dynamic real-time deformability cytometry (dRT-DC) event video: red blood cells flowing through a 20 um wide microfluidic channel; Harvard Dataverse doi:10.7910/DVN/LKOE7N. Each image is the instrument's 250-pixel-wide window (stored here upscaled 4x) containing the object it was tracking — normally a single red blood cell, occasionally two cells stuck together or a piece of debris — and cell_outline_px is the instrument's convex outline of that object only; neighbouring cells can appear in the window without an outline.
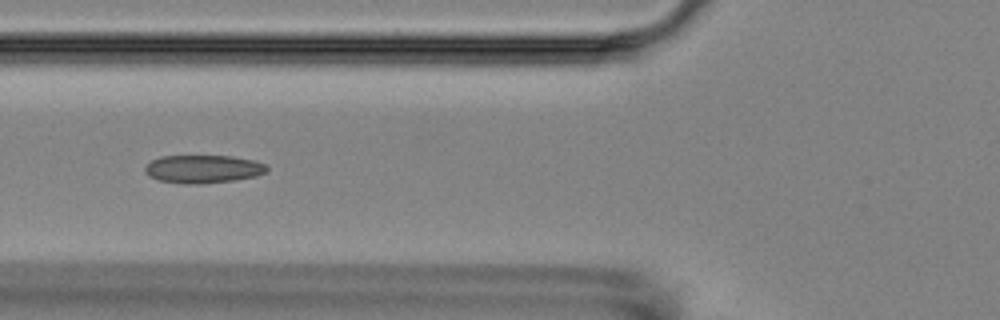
{"species": "Egyptian fruit bat (a non-hibernating species)", "species_latin": "Rousettus aegyptiacus", "temperature_condition": "room temperature", "stored_images_in_passage": 9, "camera_frame_rate_fps": 3000, "um_per_image_px": 0.085, "animal": {"sex": "female"}, "frame": {"image": 1, "passage_image": 6, "time_ms": 5.667, "image_size_px": [1000, 320], "cell_outline_px": [[268, 172], [256, 176], [236, 180], [200, 184], [184, 184], [160, 180], [148, 176], [144, 172], [144, 168], [152, 160], [160, 156], [232, 156], [252, 160], [268, 164]], "centroid_in_image_um": [17.29, 14.37], "position_along_channel_um": 108.5, "area_um2": 20.11}}
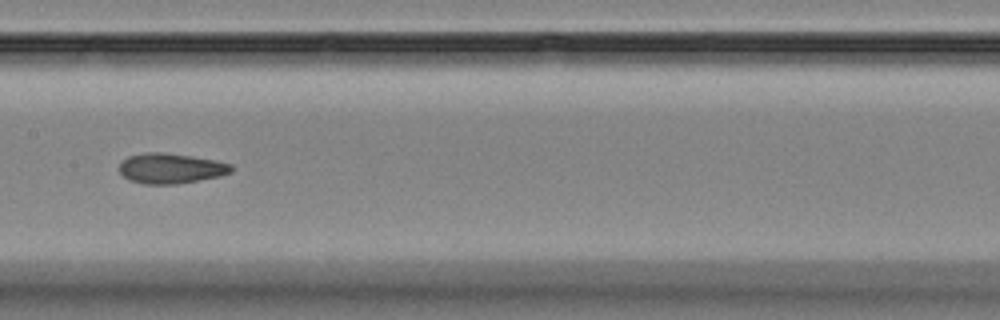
{"frame": {"image": 2, "passage_image": 8, "time_ms": 8.0, "image_size_px": [1000, 320], "cell_outline_px": [[232, 172], [220, 176], [176, 184], [144, 184], [128, 180], [120, 172], [120, 164], [128, 156], [148, 152], [160, 152], [192, 156], [216, 160], [232, 164]], "centroid_in_image_um": [14.53, 14.31], "position_along_channel_um": 192.9, "area_um2": 19.65}}
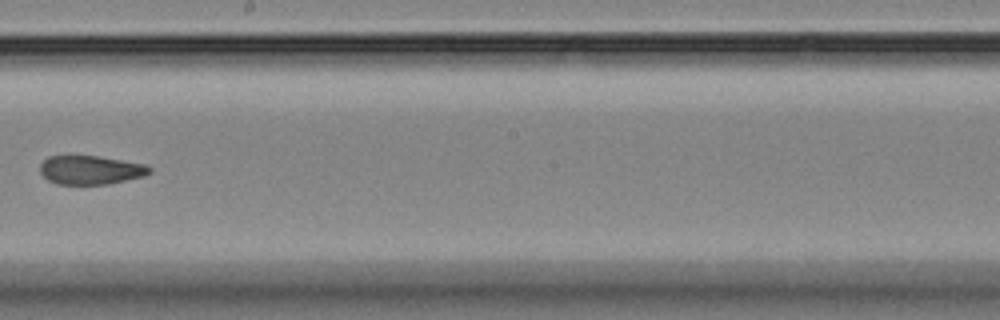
{"frame": {"image": 3, "passage_image": 9, "time_ms": 9.333, "image_size_px": [1000, 320], "cell_outline_px": [[152, 172], [144, 176], [108, 184], [56, 184], [48, 180], [40, 172], [40, 164], [48, 156], [100, 156], [148, 164], [152, 168]], "centroid_in_image_um": [7.74, 14.44], "position_along_channel_um": 240.5, "area_um2": 18.55}}